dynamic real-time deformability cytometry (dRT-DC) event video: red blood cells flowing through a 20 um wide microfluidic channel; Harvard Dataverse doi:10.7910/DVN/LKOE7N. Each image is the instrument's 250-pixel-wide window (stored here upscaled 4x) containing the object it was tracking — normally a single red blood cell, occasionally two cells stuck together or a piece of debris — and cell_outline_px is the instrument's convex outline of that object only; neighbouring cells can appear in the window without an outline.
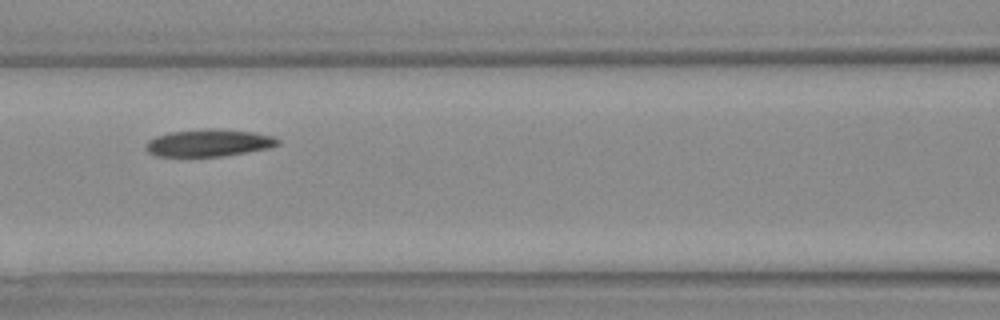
{"species": "Egyptian fruit bat (a non-hibernating species)", "species_latin": "Rousettus aegyptiacus", "temperature_condition": "warm", "stored_images_in_passage": 26, "camera_frame_rate_fps": 3000, "um_per_image_px": 0.085, "animal": {"sex": "female"}, "frame": {"image": 1, "passage_image": 8, "time_ms": 2.333, "image_size_px": [1000, 320], "cell_outline_px": [[280, 144], [268, 148], [224, 156], [156, 156], [148, 152], [144, 148], [144, 144], [148, 140], [156, 136], [168, 132], [208, 128], [252, 132], [272, 136], [280, 140]], "centroid_in_image_um": [17.7, 12.14], "position_along_channel_um": 148.9, "area_um2": 20.92}}